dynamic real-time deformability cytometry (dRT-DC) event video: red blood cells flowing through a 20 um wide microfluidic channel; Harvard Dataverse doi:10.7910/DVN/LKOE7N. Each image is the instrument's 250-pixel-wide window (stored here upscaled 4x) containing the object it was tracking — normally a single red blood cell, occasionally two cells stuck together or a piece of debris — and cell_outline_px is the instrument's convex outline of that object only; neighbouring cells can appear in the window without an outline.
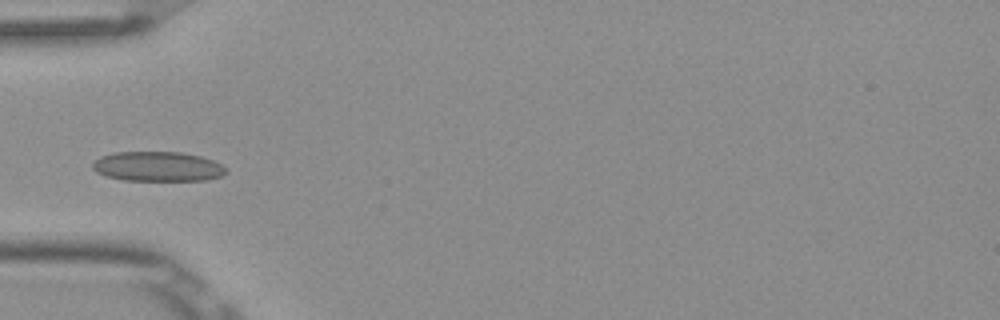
{"species": "Egyptian fruit bat (a non-hibernating species)", "species_latin": "Rousettus aegyptiacus", "temperature_condition": "room temperature", "stored_images_in_passage": 5, "camera_frame_rate_fps": 3000, "um_per_image_px": 0.085, "frame": {"image": 1, "passage_image": 5, "time_ms": 1.333, "image_size_px": [1000, 320], "cell_outline_px": [[228, 172], [224, 176], [204, 180], [124, 180], [104, 176], [96, 172], [92, 168], [92, 164], [100, 156], [112, 152], [180, 152], [200, 156], [212, 160], [228, 168]], "centroid_in_image_um": [13.41, 14.15], "position_along_channel_um": 71.6, "area_um2": 23.29}}